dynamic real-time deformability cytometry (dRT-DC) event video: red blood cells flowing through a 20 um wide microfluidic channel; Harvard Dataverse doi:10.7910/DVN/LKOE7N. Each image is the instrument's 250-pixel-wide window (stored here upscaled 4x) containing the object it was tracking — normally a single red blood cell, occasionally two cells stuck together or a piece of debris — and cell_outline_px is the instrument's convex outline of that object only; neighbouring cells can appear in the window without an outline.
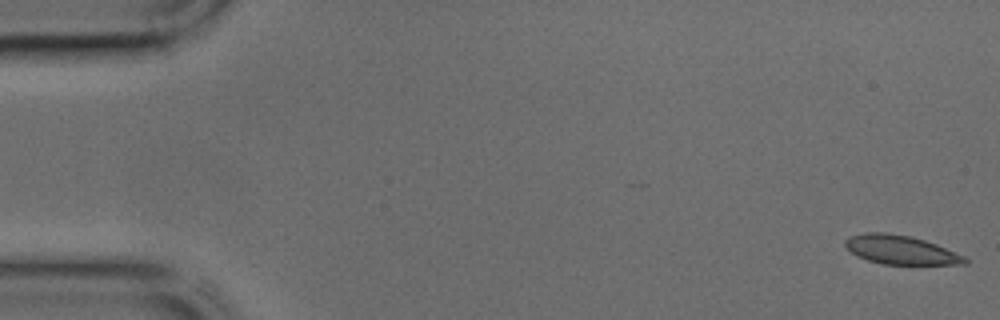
{"species": "common noctule bat (a hibernating species)", "species_latin": "Nyctalus noctula", "temperature_condition": "cold", "stored_images_in_passage": 45, "segment_of_instrument_passage": [1, 2], "camera_frame_rate_fps": 3000, "um_per_image_px": 0.085, "animal": {"sex": "male", "body_mass_g": 17.9, "forearm_length_mm": 54.2}, "frame": {"image": 1, "passage_image": 1, "time_ms": 0.0, "image_size_px": [1000, 320], "cell_outline_px": [[968, 264], [884, 264], [868, 260], [856, 256], [844, 244], [844, 240], [848, 236], [864, 232], [884, 232], [912, 236], [936, 244], [964, 256], [968, 260]], "centroid_in_image_um": [76.52, 21.22], "position_along_channel_um": 8.5, "area_um2": 20.11}}
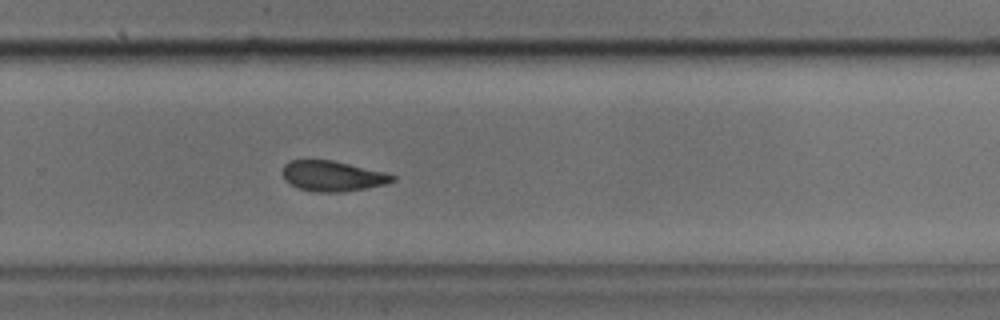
{"frame": {"image": 2, "passage_image": 29, "time_ms": 9.333, "image_size_px": [1000, 320], "cell_outline_px": [[396, 180], [384, 184], [364, 188], [340, 192], [316, 192], [296, 188], [284, 180], [284, 164], [292, 160], [332, 160], [384, 172], [396, 176]], "centroid_in_image_um": [28.24, 14.97], "position_along_channel_um": 301.6, "area_um2": 19.25}}
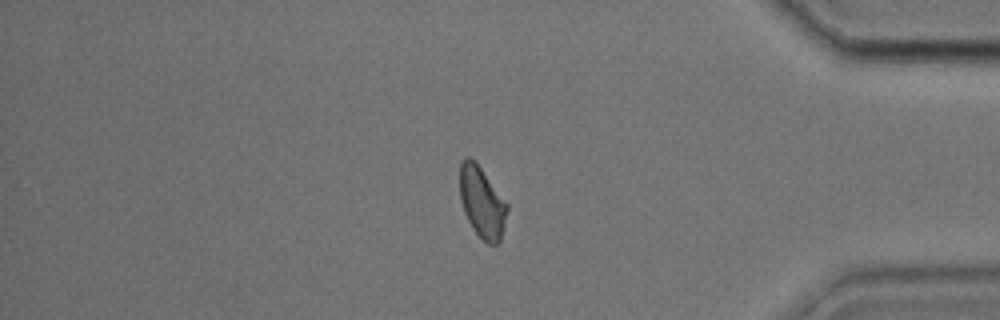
{"frame": {"image": 3, "passage_image": 37, "time_ms": 12.0, "image_size_px": [1000, 320], "cell_outline_px": [[508, 208], [500, 240], [496, 244], [488, 244], [472, 228], [464, 212], [460, 196], [460, 164], [464, 156], [468, 156], [480, 168], [508, 204]], "centroid_in_image_um": [40.96, 17.2], "position_along_channel_um": 394.2, "area_um2": 19.13}}